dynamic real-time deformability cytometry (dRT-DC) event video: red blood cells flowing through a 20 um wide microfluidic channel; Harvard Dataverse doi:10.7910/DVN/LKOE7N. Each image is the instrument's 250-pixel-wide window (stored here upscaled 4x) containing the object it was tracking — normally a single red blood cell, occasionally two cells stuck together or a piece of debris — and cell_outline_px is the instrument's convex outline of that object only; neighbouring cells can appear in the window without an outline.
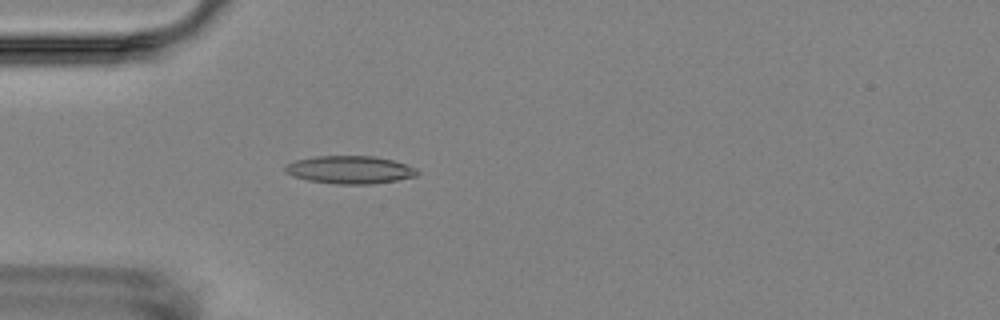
{"species": "Egyptian fruit bat (a non-hibernating species)", "species_latin": "Rousettus aegyptiacus", "temperature_condition": "room temperature", "stored_images_in_passage": 4, "camera_frame_rate_fps": 3000, "um_per_image_px": 0.085, "animal": {"sex": "female"}, "frame": {"image": 1, "passage_image": 4, "time_ms": 4.333, "image_size_px": [1000, 320], "cell_outline_px": [[420, 172], [416, 176], [396, 180], [372, 184], [336, 184], [308, 180], [292, 176], [284, 172], [284, 164], [296, 160], [316, 156], [372, 156], [392, 160], [416, 168]], "centroid_in_image_um": [29.7, 14.43], "position_along_channel_um": 55.3, "area_um2": 21.44}}